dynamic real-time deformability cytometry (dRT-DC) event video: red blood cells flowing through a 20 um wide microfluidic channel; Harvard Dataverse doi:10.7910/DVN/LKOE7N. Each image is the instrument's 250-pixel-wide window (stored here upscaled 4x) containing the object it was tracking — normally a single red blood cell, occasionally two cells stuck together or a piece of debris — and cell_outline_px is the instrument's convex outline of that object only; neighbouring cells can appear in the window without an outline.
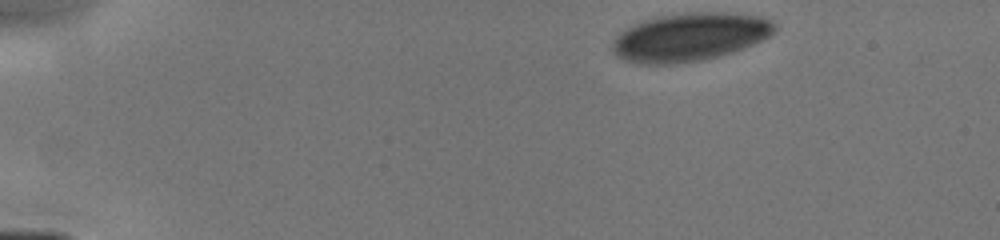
{"species": "human", "species_latin": "Homo sapiens", "temperature_condition": "cold", "stored_images_in_passage": 8, "camera_frame_rate_fps": 3000, "um_per_image_px": 0.085, "donor": {"sex": "male"}, "frame": {"image": 1, "passage_image": 1, "time_ms": 0.0, "image_size_px": [1000, 240], "cell_outline_px": [[776, 32], [744, 48], [720, 56], [704, 60], [676, 64], [640, 64], [624, 60], [616, 56], [612, 52], [612, 40], [624, 28], [632, 24], [656, 16], [684, 12], [728, 12], [760, 16], [772, 20], [776, 24]], "centroid_in_image_um": [58.6, 3.14], "position_along_channel_um": 26.4, "area_um2": 46.24}}
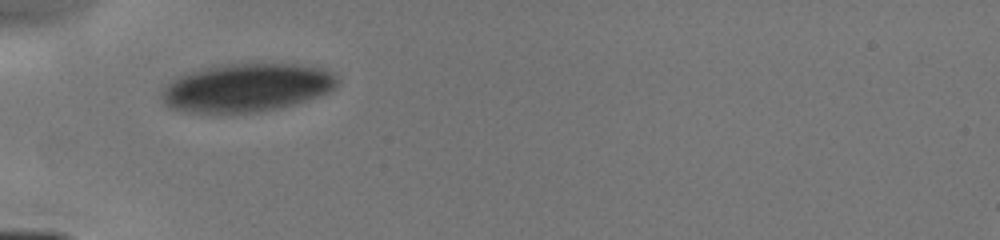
{"frame": {"image": 2, "passage_image": 5, "time_ms": 3.0, "image_size_px": [1000, 240], "cell_outline_px": [[340, 80], [328, 92], [280, 108], [260, 112], [232, 116], [184, 112], [168, 108], [164, 104], [160, 96], [160, 92], [164, 84], [176, 76], [184, 72], [216, 64], [296, 64], [324, 68], [332, 72]], "centroid_in_image_um": [20.82, 7.48], "position_along_channel_um": 64.2, "area_um2": 51.04}}
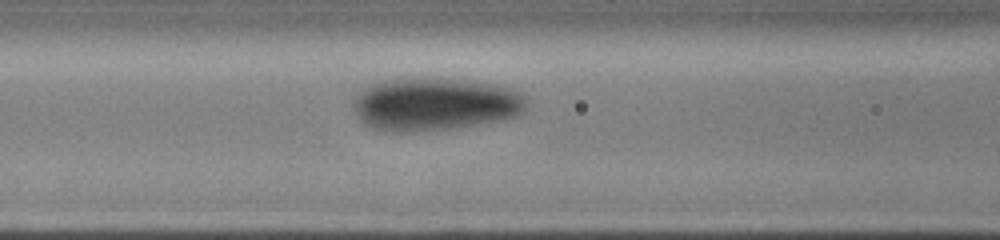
{"frame": {"image": 3, "passage_image": 7, "time_ms": 4.667, "image_size_px": [1000, 240], "cell_outline_px": [[528, 100], [524, 112], [516, 116], [496, 120], [448, 128], [396, 132], [376, 128], [364, 124], [360, 120], [352, 108], [352, 100], [356, 92], [360, 88], [380, 80], [412, 76], [440, 76], [476, 80], [516, 88], [524, 92]], "centroid_in_image_um": [36.96, 8.76], "position_along_channel_um": 129.6, "area_um2": 54.91}}